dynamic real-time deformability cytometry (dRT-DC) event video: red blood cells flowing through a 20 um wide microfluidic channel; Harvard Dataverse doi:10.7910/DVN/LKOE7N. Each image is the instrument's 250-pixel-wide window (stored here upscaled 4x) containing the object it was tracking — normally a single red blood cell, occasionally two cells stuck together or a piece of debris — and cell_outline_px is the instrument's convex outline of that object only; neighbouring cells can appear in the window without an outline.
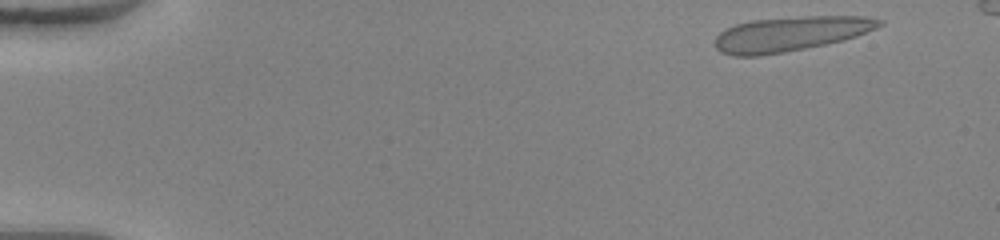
{"species": "human", "species_latin": "Homo sapiens", "temperature_condition": "warm", "stored_images_in_passage": 49, "segment_of_instrument_passage": [1, 2], "camera_frame_rate_fps": 3000, "um_per_image_px": 0.085, "donor": {"sex": "female"}, "frame": {"image": 1, "passage_image": 2, "time_ms": 0.333, "image_size_px": [1000, 240], "cell_outline_px": [[884, 24], [876, 28], [856, 36], [824, 44], [784, 52], [760, 56], [732, 56], [720, 52], [716, 48], [716, 36], [720, 32], [736, 24], [752, 20], [808, 16], [864, 16], [884, 20]], "centroid_in_image_um": [67.18, 2.88], "position_along_channel_um": 17.8, "area_um2": 32.95}}
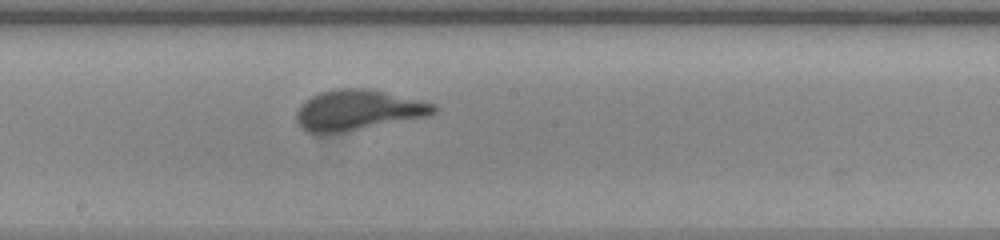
{"frame": {"image": 2, "passage_image": 26, "time_ms": 8.333, "image_size_px": [1000, 240], "cell_outline_px": [[440, 108], [436, 112], [428, 116], [340, 132], [308, 132], [300, 128], [296, 120], [296, 112], [300, 104], [304, 100], [320, 92], [336, 88], [368, 88], [420, 100], [436, 104]], "centroid_in_image_um": [30.42, 9.33], "position_along_channel_um": 217.8, "area_um2": 32.14}}
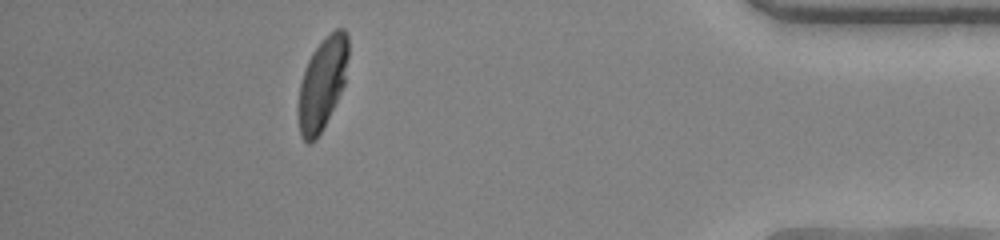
{"frame": {"image": 3, "passage_image": 43, "time_ms": 14.0, "image_size_px": [1000, 240], "cell_outline_px": [[348, 56], [344, 84], [316, 140], [308, 144], [300, 136], [296, 108], [300, 84], [308, 60], [312, 52], [336, 28], [344, 28], [348, 36]], "centroid_in_image_um": [27.36, 7.13], "position_along_channel_um": 407.8, "area_um2": 26.47}}